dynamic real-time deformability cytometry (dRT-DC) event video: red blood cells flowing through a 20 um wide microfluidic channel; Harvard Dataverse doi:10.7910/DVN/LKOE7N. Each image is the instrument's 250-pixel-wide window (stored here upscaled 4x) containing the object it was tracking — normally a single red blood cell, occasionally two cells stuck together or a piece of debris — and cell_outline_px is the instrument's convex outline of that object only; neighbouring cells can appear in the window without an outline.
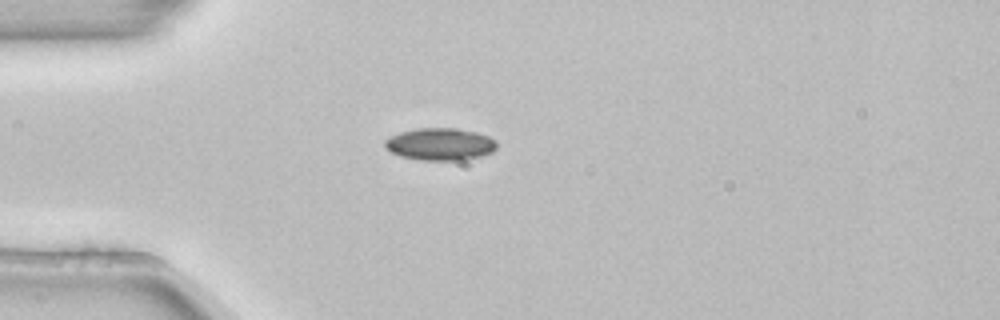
{"species": "common noctule bat (a hibernating species)", "species_latin": "Nyctalus noctula", "temperature_condition": "room temperature", "stored_images_in_passage": 1, "camera_frame_rate_fps": 3000, "um_per_image_px": 0.085, "animal": {"sex": "female", "body_mass_g": 22.7, "forearm_length_mm": 54.2}, "frame": {"image": 1, "passage_image": 1, "time_ms": 0.0, "image_size_px": [1000, 320], "cell_outline_px": [[496, 148], [492, 152], [480, 156], [464, 160], [424, 160], [400, 156], [384, 148], [384, 140], [388, 136], [400, 132], [416, 128], [456, 128], [476, 132], [488, 136], [496, 140]], "centroid_in_image_um": [37.38, 12.25], "position_along_channel_um": 47.6, "area_um2": 21.15}}